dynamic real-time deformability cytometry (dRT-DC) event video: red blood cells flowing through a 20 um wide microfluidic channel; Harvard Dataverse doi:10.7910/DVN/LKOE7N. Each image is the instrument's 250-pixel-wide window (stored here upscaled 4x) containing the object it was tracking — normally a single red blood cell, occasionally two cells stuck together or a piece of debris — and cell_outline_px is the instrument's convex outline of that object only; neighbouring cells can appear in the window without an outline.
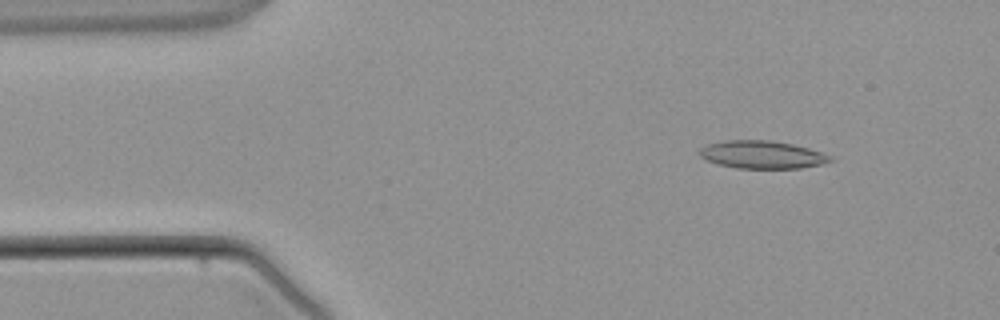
{"species": "common noctule bat (a hibernating species)", "species_latin": "Nyctalus noctula", "temperature_condition": "warm", "stored_images_in_passage": 3, "camera_frame_rate_fps": 3000, "um_per_image_px": 0.085, "animal": {"sex": "male", "body_mass_g": 21.5, "forearm_length_mm": 52.0}, "frame": {"image": 1, "passage_image": 2, "time_ms": 1.333, "image_size_px": [1000, 320], "cell_outline_px": [[832, 160], [820, 164], [800, 168], [736, 168], [720, 164], [708, 160], [700, 156], [696, 152], [700, 148], [708, 144], [724, 140], [768, 140], [792, 144], [808, 148], [832, 156]], "centroid_in_image_um": [64.74, 13.14], "position_along_channel_um": 20.3, "area_um2": 20.98}}